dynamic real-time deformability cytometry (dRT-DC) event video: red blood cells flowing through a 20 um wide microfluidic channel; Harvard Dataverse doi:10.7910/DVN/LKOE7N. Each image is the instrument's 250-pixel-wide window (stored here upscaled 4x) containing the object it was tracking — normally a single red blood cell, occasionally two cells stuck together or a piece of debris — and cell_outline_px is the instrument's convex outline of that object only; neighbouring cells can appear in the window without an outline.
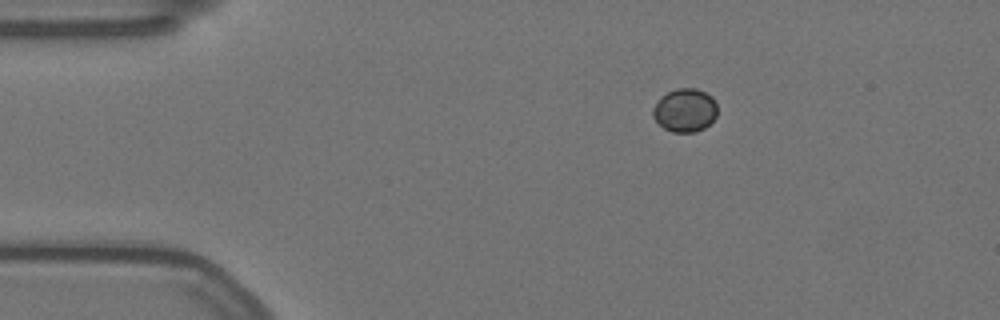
{"species": "Egyptian fruit bat (a non-hibernating species)", "species_latin": "Rousettus aegyptiacus", "temperature_condition": "warm", "stored_images_in_passage": 41, "camera_frame_rate_fps": 3000, "um_per_image_px": 0.085, "animal": {"sex": "female"}, "frame": {"image": 1, "passage_image": 1, "time_ms": 0.0, "image_size_px": [1000, 320], "cell_outline_px": [[716, 116], [704, 128], [696, 132], [672, 132], [664, 128], [652, 116], [652, 108], [660, 96], [676, 88], [696, 88], [712, 96], [716, 100]], "centroid_in_image_um": [58.21, 9.36], "position_along_channel_um": 26.8, "area_um2": 16.36}}
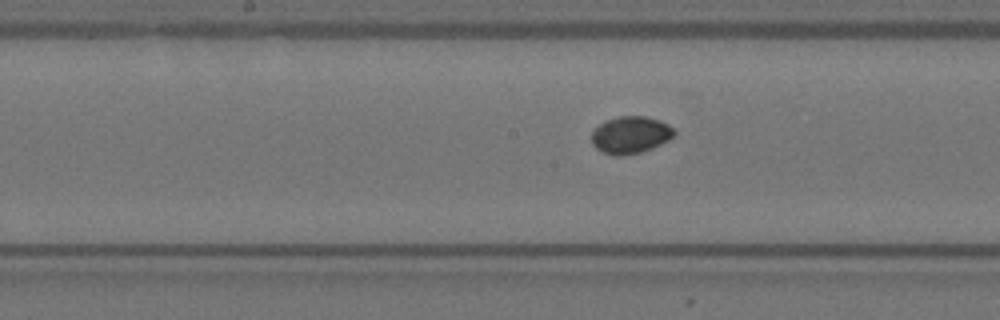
{"frame": {"image": 2, "passage_image": 20, "time_ms": 6.333, "image_size_px": [1000, 320], "cell_outline_px": [[676, 132], [668, 140], [652, 148], [640, 152], [620, 156], [616, 156], [604, 152], [596, 148], [592, 144], [592, 132], [600, 124], [608, 120], [620, 116], [644, 116], [660, 120], [668, 124]], "centroid_in_image_um": [53.6, 11.46], "position_along_channel_um": 194.6, "area_um2": 17.63}}
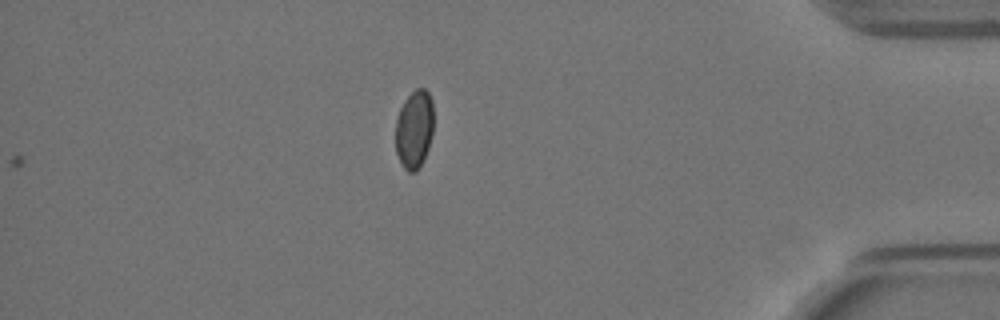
{"frame": {"image": 3, "passage_image": 41, "time_ms": 13.333, "image_size_px": [1000, 320], "cell_outline_px": [[432, 136], [428, 148], [416, 172], [408, 172], [400, 164], [396, 152], [396, 116], [404, 100], [416, 88], [424, 88], [428, 92], [432, 100]], "centroid_in_image_um": [35.19, 10.98], "position_along_channel_um": 400.0, "area_um2": 17.34}}